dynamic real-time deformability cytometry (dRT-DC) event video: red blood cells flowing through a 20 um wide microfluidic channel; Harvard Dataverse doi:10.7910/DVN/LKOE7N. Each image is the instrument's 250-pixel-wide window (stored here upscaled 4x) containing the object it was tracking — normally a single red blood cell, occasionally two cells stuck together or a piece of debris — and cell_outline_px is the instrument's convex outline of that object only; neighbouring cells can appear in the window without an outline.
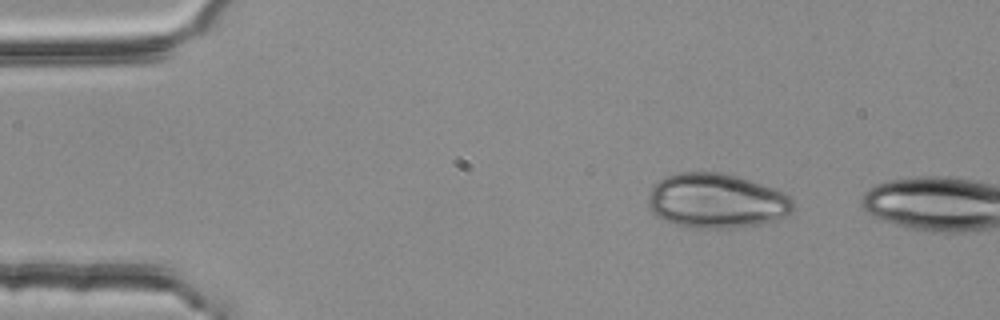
{"species": "common noctule bat (a hibernating species)", "species_latin": "Nyctalus noctula", "temperature_condition": "room temperature", "stored_images_in_passage": 3, "camera_frame_rate_fps": 3000, "um_per_image_px": 0.085, "animal": {"sex": "female", "body_mass_g": 25.1}, "frame": {"image": 1, "passage_image": 3, "time_ms": 0.667, "image_size_px": [1000, 320], "cell_outline_px": [[792, 212], [776, 220], [764, 224], [732, 228], [692, 228], [676, 224], [664, 220], [652, 212], [648, 204], [648, 192], [664, 176], [680, 172], [724, 172], [740, 176], [784, 192], [792, 196]], "centroid_in_image_um": [60.91, 17.07], "position_along_channel_um": 24.1, "area_um2": 46.59}}